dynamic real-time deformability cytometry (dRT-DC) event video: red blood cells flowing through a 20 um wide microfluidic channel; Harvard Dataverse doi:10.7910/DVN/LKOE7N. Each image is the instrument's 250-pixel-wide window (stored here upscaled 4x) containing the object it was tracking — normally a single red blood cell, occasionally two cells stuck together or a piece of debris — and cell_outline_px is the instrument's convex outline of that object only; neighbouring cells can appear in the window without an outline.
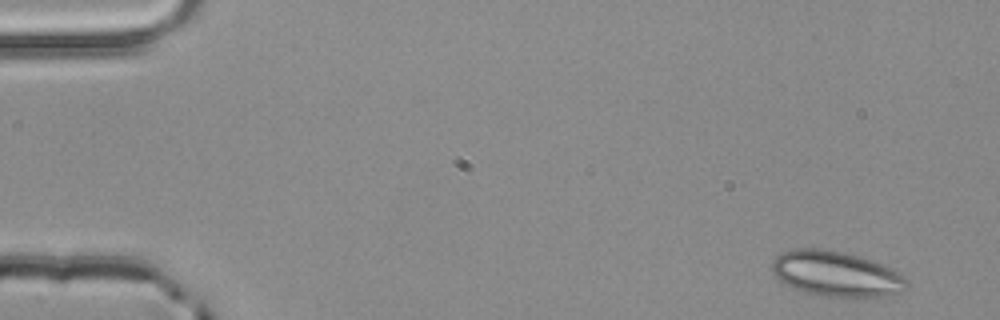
{"species": "common noctule bat (a hibernating species)", "species_latin": "Nyctalus noctula", "temperature_condition": "room temperature", "stored_images_in_passage": 4, "camera_frame_rate_fps": 3000, "um_per_image_px": 0.085, "animal": {"sex": "male", "body_mass_g": 20.4}, "frame": {"image": 1, "passage_image": 1, "time_ms": 0.0, "image_size_px": [1000, 320], "cell_outline_px": [[908, 288], [900, 292], [876, 300], [864, 300], [820, 296], [804, 292], [792, 288], [780, 280], [772, 272], [772, 260], [780, 252], [796, 248], [816, 248], [844, 252], [860, 256], [892, 268], [900, 272], [908, 280]], "centroid_in_image_um": [71.14, 23.33], "position_along_channel_um": 13.9, "area_um2": 36.93}}